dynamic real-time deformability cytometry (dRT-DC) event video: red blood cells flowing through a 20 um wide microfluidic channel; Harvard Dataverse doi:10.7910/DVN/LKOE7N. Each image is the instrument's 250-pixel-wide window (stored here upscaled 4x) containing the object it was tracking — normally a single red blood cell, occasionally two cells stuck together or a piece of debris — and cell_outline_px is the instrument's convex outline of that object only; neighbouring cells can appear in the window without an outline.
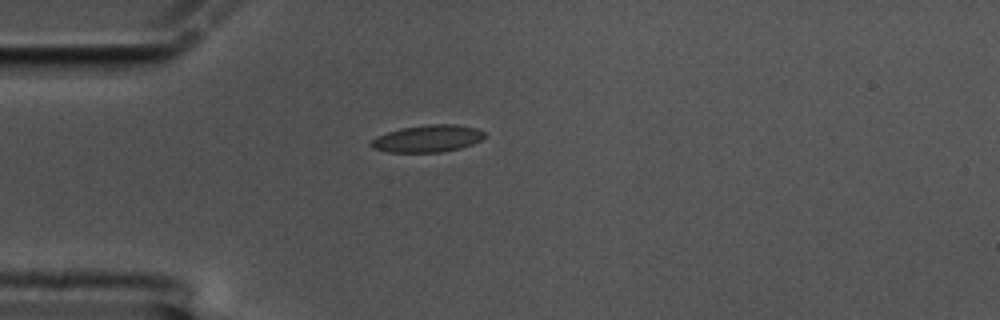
{"species": "common noctule bat (a hibernating species)", "species_latin": "Nyctalus noctula", "temperature_condition": "cold", "stored_images_in_passage": 36, "camera_frame_rate_fps": 3000, "um_per_image_px": 0.085, "animal": {"sex": "male", "body_mass_g": 17.5, "forearm_length_mm": 52.3}, "frame": {"image": 1, "passage_image": 1, "time_ms": 0.0, "image_size_px": [1000, 320], "cell_outline_px": [[488, 136], [472, 144], [460, 148], [444, 152], [388, 152], [372, 148], [368, 144], [376, 136], [400, 128], [428, 124], [456, 124], [476, 128], [484, 132]], "centroid_in_image_um": [36.35, 11.78], "position_along_channel_um": 48.7, "area_um2": 18.09}}
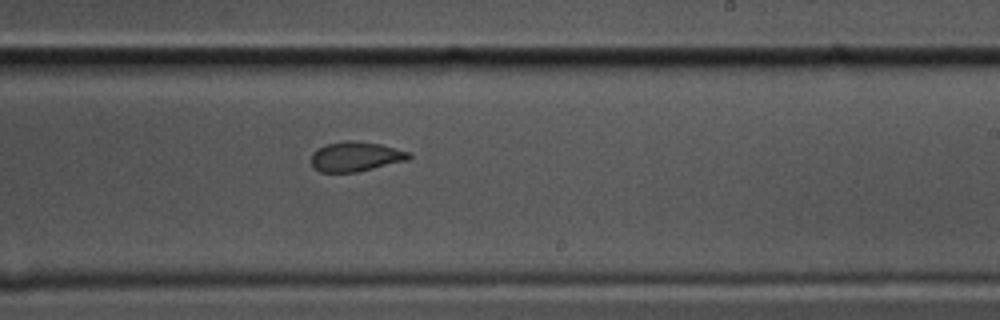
{"frame": {"image": 2, "passage_image": 21, "time_ms": 6.667, "image_size_px": [1000, 320], "cell_outline_px": [[412, 156], [408, 160], [356, 172], [320, 172], [312, 168], [312, 152], [316, 148], [328, 144], [348, 140], [380, 144], [412, 152]], "centroid_in_image_um": [30.23, 13.31], "position_along_channel_um": 258.8, "area_um2": 16.94}}
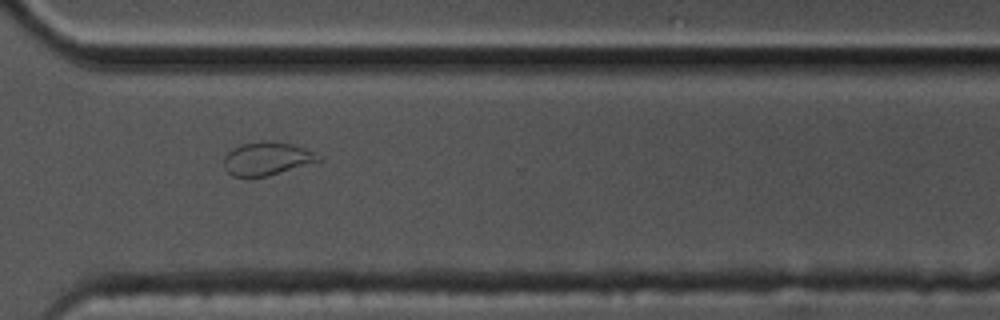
{"frame": {"image": 3, "passage_image": 29, "time_ms": 9.333, "image_size_px": [1000, 320], "cell_outline_px": [[324, 160], [268, 176], [248, 180], [244, 180], [232, 176], [224, 168], [224, 156], [232, 148], [240, 144], [264, 140], [272, 140], [292, 144], [304, 148], [324, 156]], "centroid_in_image_um": [22.68, 13.51], "position_along_channel_um": 347.9, "area_um2": 19.19}, "authors_computed_cell_mechanics": {"area_um2": 17.3978, "velocity_mm_per_s": 3.339, "shape_relaxation_time_tau1_ms": 7.7847, "shape_relaxation_time_tau2_ms": 1.6142, "deformation_change_tau1": 0.1808, "deformation_change_tau2": 0.0592}}